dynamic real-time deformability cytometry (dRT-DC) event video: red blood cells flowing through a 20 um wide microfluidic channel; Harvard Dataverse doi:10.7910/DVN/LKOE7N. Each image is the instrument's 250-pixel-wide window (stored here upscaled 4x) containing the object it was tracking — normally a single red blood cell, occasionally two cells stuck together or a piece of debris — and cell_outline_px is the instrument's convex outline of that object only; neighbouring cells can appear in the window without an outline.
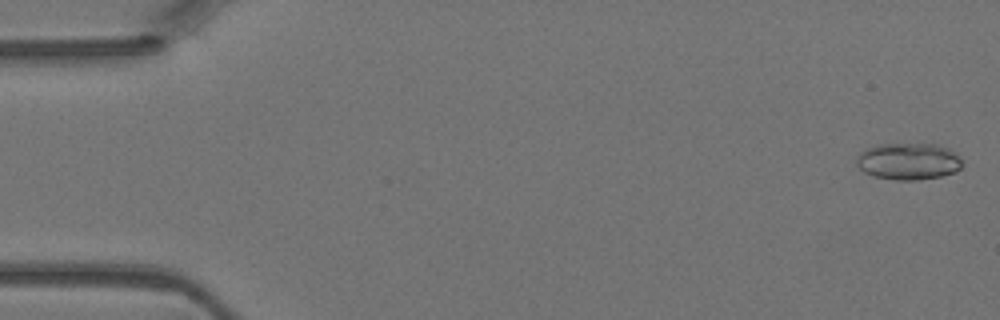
{"species": "Egyptian fruit bat (a non-hibernating species)", "species_latin": "Rousettus aegyptiacus", "temperature_condition": "warm", "stored_images_in_passage": 46, "camera_frame_rate_fps": 3000, "um_per_image_px": 0.085, "animal": {"sex": "female"}, "frame": {"image": 1, "passage_image": 1, "time_ms": 0.0, "image_size_px": [1000, 320], "cell_outline_px": [[960, 168], [956, 172], [940, 176], [916, 180], [896, 180], [872, 176], [864, 172], [856, 164], [856, 156], [860, 152], [876, 144], [936, 144], [948, 148], [956, 152], [960, 160]], "centroid_in_image_um": [77.18, 13.71], "position_along_channel_um": 7.8, "area_um2": 22.72}}
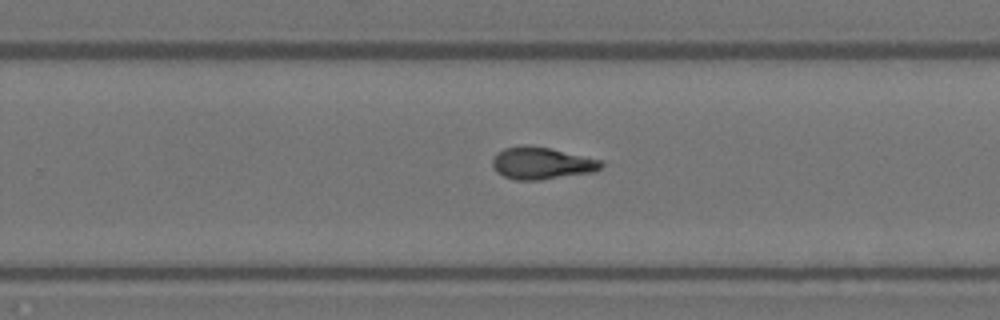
{"frame": {"image": 2, "passage_image": 29, "time_ms": 9.333, "image_size_px": [1000, 320], "cell_outline_px": [[604, 164], [596, 172], [540, 180], [516, 180], [504, 176], [496, 172], [492, 164], [492, 156], [496, 152], [504, 148], [520, 144], [524, 144], [552, 148], [600, 160]], "centroid_in_image_um": [46.01, 13.86], "position_along_channel_um": 283.8, "area_um2": 20.69}}
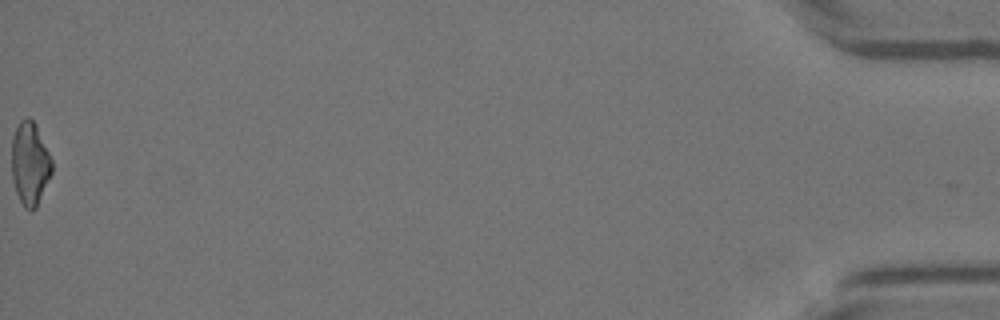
{"frame": {"image": 3, "passage_image": 46, "time_ms": 15.0, "image_size_px": [1000, 320], "cell_outline_px": [[52, 172], [36, 208], [32, 212], [24, 208], [16, 192], [12, 176], [12, 136], [20, 120], [28, 116], [36, 124], [52, 160]], "centroid_in_image_um": [2.54, 13.9], "position_along_channel_um": 432.7, "area_um2": 19.48}}